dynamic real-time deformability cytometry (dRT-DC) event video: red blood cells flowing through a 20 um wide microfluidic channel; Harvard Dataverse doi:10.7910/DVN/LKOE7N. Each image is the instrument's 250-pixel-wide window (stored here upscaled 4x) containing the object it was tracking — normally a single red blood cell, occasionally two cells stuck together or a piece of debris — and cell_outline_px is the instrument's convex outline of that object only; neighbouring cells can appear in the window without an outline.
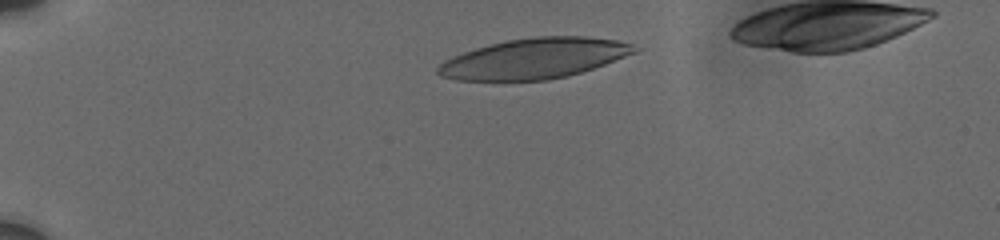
{"species": "human", "species_latin": "Homo sapiens", "temperature_condition": "cold", "stored_images_in_passage": 4, "camera_frame_rate_fps": 3000, "um_per_image_px": 0.085, "donor": {"sex": "male"}, "frame": {"image": 1, "passage_image": 1, "time_ms": 0.0, "image_size_px": [1000, 240], "cell_outline_px": [[636, 52], [604, 64], [568, 76], [548, 80], [456, 80], [440, 76], [436, 72], [436, 68], [444, 60], [464, 52], [476, 48], [508, 40], [532, 36], [584, 36], [616, 40], [632, 44]], "centroid_in_image_um": [45.37, 4.97], "position_along_channel_um": 39.6, "area_um2": 45.78}}
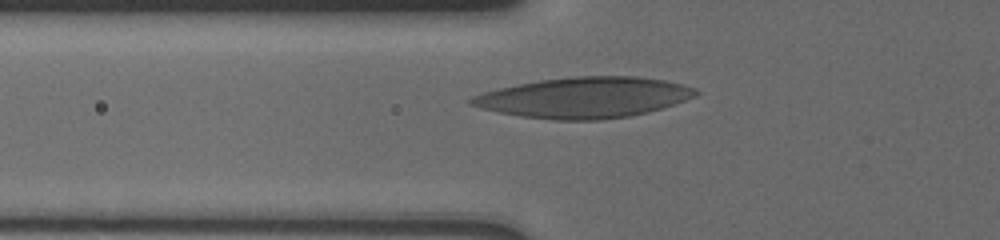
{"frame": {"image": 2, "passage_image": 4, "time_ms": 2.667, "image_size_px": [1000, 240], "cell_outline_px": [[700, 92], [696, 96], [648, 112], [628, 116], [600, 120], [556, 120], [520, 116], [500, 112], [468, 104], [468, 100], [472, 96], [484, 92], [500, 88], [540, 80], [576, 76], [636, 76], [664, 80], [696, 88]], "centroid_in_image_um": [49.67, 8.29], "position_along_channel_um": 76.1, "area_um2": 52.71}}